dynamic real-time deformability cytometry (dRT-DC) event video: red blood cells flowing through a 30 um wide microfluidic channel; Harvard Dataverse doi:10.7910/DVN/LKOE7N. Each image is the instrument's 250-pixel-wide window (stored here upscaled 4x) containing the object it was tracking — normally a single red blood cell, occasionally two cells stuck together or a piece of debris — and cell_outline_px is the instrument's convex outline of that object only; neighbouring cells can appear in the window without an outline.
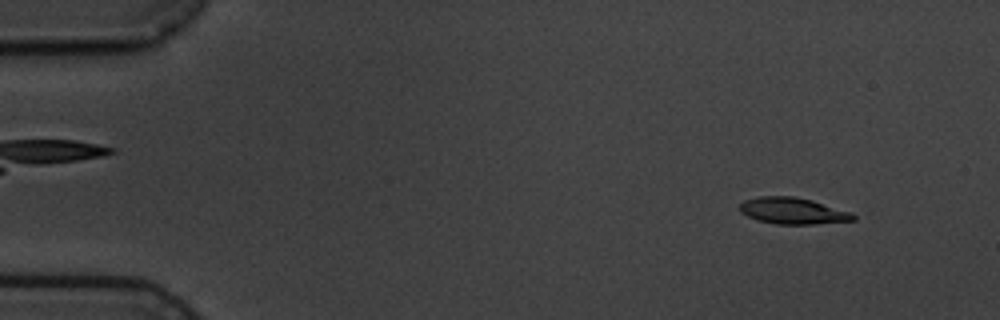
{"species": "common noctule bat (a hibernating species)", "species_latin": "Nyctalus noctula", "temperature_condition": "cold", "stored_images_in_passage": 3, "camera_frame_rate_fps": 3000, "um_per_image_px": 0.085, "animal": {"sex": "male", "body_mass_g": 19.5, "forearm_length_mm": 54.6}, "frame": {"image": 1, "passage_image": 1, "time_ms": 0.0, "image_size_px": [1000, 320], "cell_outline_px": [[856, 220], [812, 224], [776, 224], [756, 220], [740, 212], [740, 204], [744, 200], [760, 196], [792, 196], [812, 200], [852, 212], [856, 216]], "centroid_in_image_um": [67.39, 17.92], "position_along_channel_um": 17.6, "area_um2": 17.51}}